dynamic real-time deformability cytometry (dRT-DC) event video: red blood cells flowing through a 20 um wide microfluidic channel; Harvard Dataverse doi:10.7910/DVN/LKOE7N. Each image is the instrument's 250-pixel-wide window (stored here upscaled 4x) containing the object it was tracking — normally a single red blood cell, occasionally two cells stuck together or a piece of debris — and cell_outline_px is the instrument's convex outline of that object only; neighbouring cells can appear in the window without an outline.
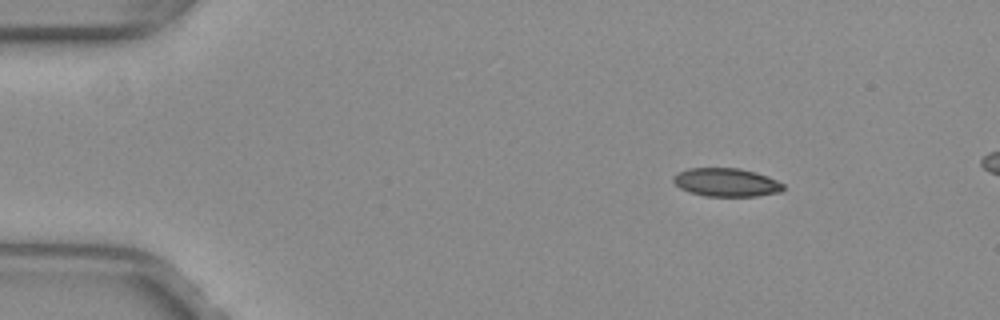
{"species": "common noctule bat (a hibernating species)", "species_latin": "Nyctalus noctula", "temperature_condition": "warm", "stored_images_in_passage": 15, "camera_frame_rate_fps": 3000, "um_per_image_px": 0.085, "animal": {"sex": "female", "body_mass_g": 29.2, "forearm_length_mm": 56.3}, "frame": {"image": 1, "passage_image": 7, "time_ms": 2.0, "image_size_px": [1000, 320], "cell_outline_px": [[784, 188], [780, 192], [756, 196], [704, 196], [688, 192], [680, 188], [672, 180], [672, 176], [688, 168], [740, 168], [756, 172], [768, 176], [784, 184]], "centroid_in_image_um": [61.73, 15.5], "position_along_channel_um": 23.3, "area_um2": 18.26}}